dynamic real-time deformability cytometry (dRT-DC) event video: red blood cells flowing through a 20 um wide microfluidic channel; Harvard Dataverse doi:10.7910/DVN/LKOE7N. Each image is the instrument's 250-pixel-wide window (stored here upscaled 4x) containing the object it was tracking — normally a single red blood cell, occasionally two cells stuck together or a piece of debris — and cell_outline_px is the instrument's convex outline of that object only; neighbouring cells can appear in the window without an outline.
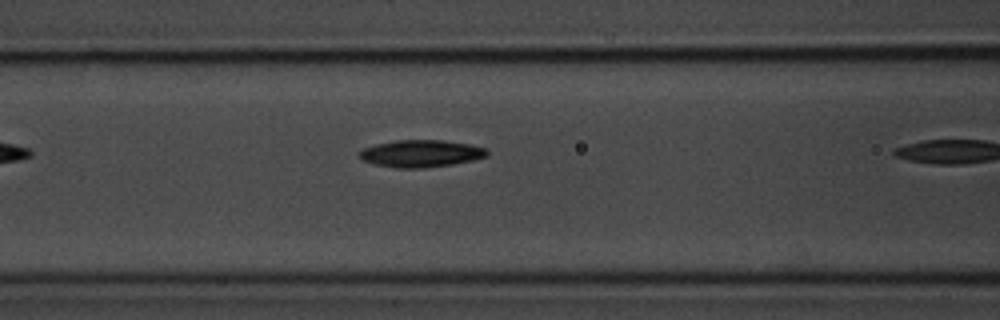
{"species": "common noctule bat (a hibernating species)", "species_latin": "Nyctalus noctula", "temperature_condition": "room temperature", "stored_images_in_passage": 4, "camera_frame_rate_fps": 3000, "um_per_image_px": 0.085, "animal": {"sex": "male", "body_mass_g": 20.1, "forearm_length_mm": 53.5}, "frame": {"image": 1, "passage_image": 3, "time_ms": 0.667, "image_size_px": [1000, 320], "cell_outline_px": [[488, 156], [472, 160], [452, 164], [424, 168], [392, 168], [376, 164], [364, 160], [356, 152], [364, 148], [376, 144], [396, 140], [444, 140], [468, 144], [488, 148]], "centroid_in_image_um": [35.79, 13.05], "position_along_channel_um": 130.8, "area_um2": 20.23}}